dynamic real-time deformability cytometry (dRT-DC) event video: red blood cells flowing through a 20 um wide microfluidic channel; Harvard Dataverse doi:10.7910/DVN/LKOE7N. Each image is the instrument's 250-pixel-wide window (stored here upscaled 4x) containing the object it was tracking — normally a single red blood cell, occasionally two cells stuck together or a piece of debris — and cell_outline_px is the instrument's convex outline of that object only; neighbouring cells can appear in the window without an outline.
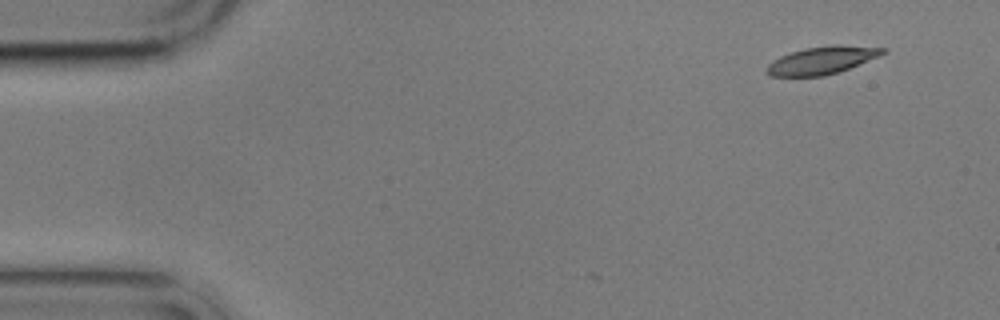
{"species": "common noctule bat (a hibernating species)", "species_latin": "Nyctalus noctula", "temperature_condition": "cold", "stored_images_in_passage": 5, "camera_frame_rate_fps": 3000, "um_per_image_px": 0.085, "animal": {"sex": "male", "body_mass_g": 17.9}, "frame": {"image": 1, "passage_image": 1, "time_ms": 0.0, "image_size_px": [1000, 320], "cell_outline_px": [[888, 52], [880, 56], [848, 68], [824, 76], [772, 76], [764, 72], [764, 68], [772, 60], [780, 56], [804, 48], [832, 44], [840, 44], [888, 48]], "centroid_in_image_um": [69.87, 5.11], "position_along_channel_um": 15.1, "area_um2": 18.9}}
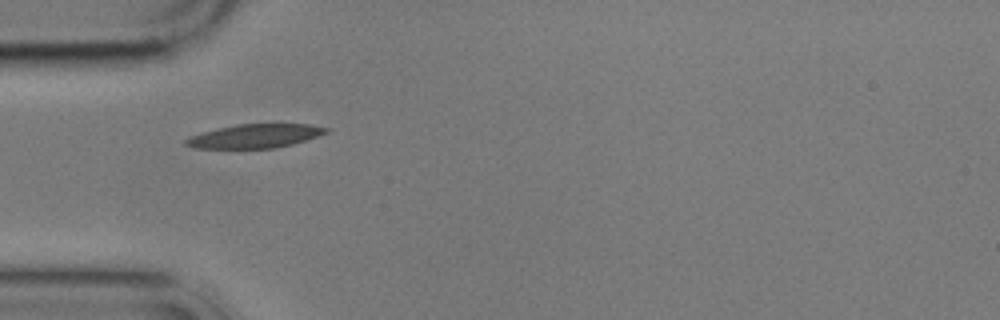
{"frame": {"image": 2, "passage_image": 4, "time_ms": 4.333, "image_size_px": [1000, 320], "cell_outline_px": [[332, 128], [328, 132], [292, 144], [276, 148], [192, 148], [184, 144], [184, 140], [188, 136], [200, 132], [216, 128], [236, 124], [308, 124]], "centroid_in_image_um": [21.61, 11.56], "position_along_channel_um": 63.4, "area_um2": 19.59}}
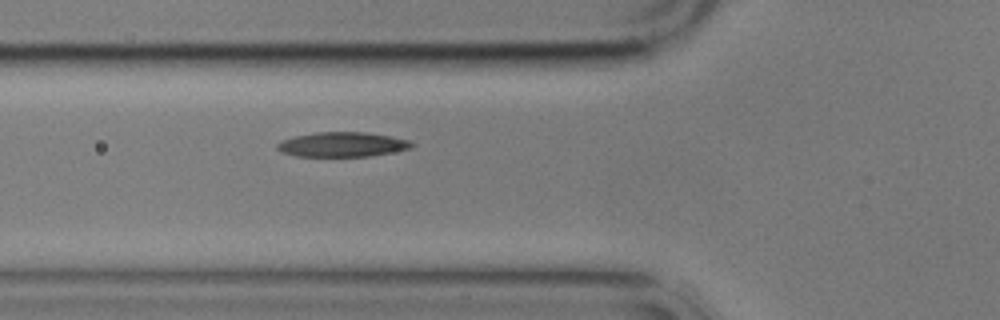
{"frame": {"image": 3, "passage_image": 5, "time_ms": 5.333, "image_size_px": [1000, 320], "cell_outline_px": [[416, 144], [412, 148], [368, 156], [296, 156], [280, 152], [276, 148], [276, 144], [280, 140], [292, 136], [316, 132], [364, 132], [392, 136], [408, 140]], "centroid_in_image_um": [29.05, 12.27], "position_along_channel_um": 96.8, "area_um2": 19.48}}